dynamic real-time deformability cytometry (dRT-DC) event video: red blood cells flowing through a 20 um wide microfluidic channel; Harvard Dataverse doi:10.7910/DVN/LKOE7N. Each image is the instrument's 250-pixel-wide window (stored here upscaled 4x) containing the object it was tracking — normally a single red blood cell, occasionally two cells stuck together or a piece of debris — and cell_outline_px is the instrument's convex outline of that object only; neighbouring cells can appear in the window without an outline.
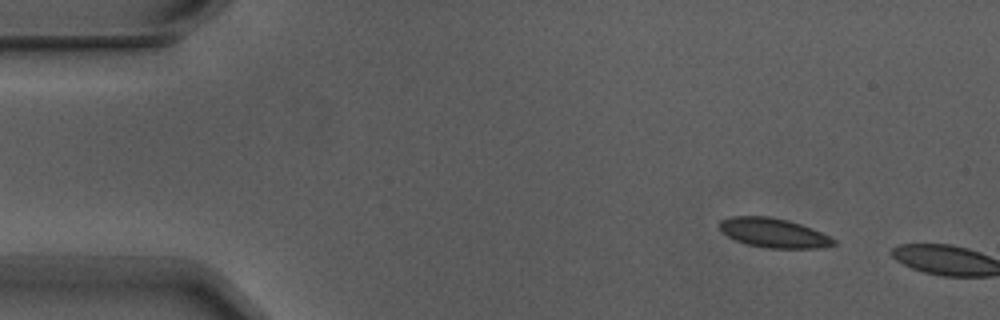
{"species": "Egyptian fruit bat (a non-hibernating species)", "species_latin": "Rousettus aegyptiacus", "temperature_condition": "warm", "stored_images_in_passage": 2, "camera_frame_rate_fps": 3000, "um_per_image_px": 0.085, "animal": {"sex": "male"}, "frame": {"image": 1, "passage_image": 1, "time_ms": 0.0, "image_size_px": [1000, 320], "cell_outline_px": [[836, 244], [820, 248], [768, 248], [748, 244], [736, 240], [728, 236], [720, 228], [720, 220], [732, 216], [768, 216], [788, 220], [812, 228], [836, 240]], "centroid_in_image_um": [65.77, 19.79], "position_along_channel_um": 19.2, "area_um2": 19.31}}